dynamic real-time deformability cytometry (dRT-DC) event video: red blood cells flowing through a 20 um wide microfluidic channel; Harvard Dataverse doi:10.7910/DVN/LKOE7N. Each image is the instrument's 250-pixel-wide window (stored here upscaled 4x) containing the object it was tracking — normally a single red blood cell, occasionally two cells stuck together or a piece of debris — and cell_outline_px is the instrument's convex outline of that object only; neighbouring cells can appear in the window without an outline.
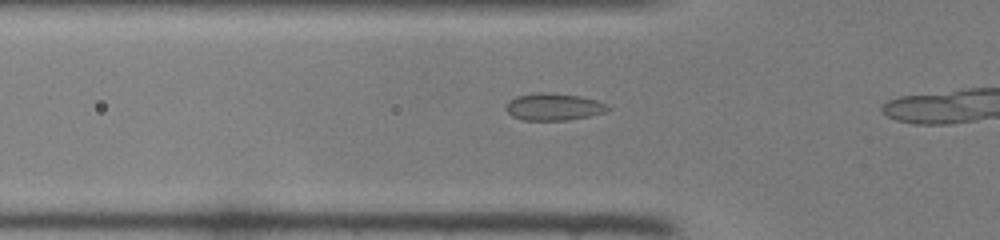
{"species": "common noctule bat (a hibernating species)", "species_latin": "Nyctalus noctula", "temperature_condition": "room temperature", "stored_images_in_passage": 14, "camera_frame_rate_fps": 3000, "um_per_image_px": 0.085, "animal": {"sex": "female", "body_mass_g": 22.0, "forearm_length_mm": 56.7}, "frame": {"image": 1, "passage_image": 10, "time_ms": 3.0, "image_size_px": [1000, 240], "cell_outline_px": [[612, 108], [604, 112], [588, 116], [568, 120], [524, 120], [512, 116], [504, 108], [508, 100], [516, 96], [536, 92], [552, 92], [580, 96], [596, 100]], "centroid_in_image_um": [47.01, 9.07], "position_along_channel_um": 78.8, "area_um2": 16.18}}